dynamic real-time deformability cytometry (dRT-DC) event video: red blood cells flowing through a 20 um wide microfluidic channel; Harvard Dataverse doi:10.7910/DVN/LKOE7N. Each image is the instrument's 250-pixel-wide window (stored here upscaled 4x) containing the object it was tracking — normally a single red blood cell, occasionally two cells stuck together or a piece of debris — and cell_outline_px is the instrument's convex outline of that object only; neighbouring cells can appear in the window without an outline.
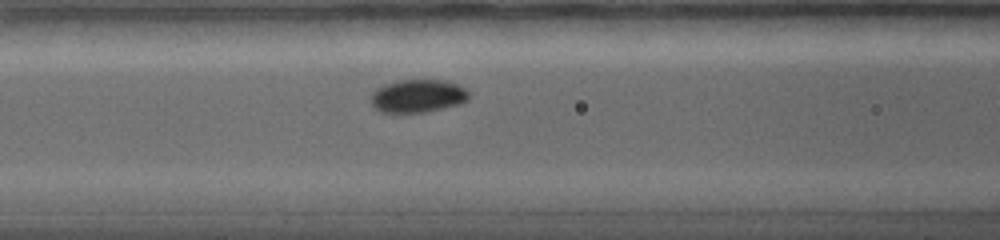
{"species": "common noctule bat (a hibernating species)", "species_latin": "Nyctalus noctula", "temperature_condition": "warm", "stored_images_in_passage": 16, "camera_frame_rate_fps": 5000, "um_per_image_px": 0.085, "animal": {"sex": "female", "body_mass_g": 19.0, "forearm_length_mm": 56.7}, "frame": {"image": 1, "passage_image": 6, "time_ms": 4.8, "image_size_px": [1000, 240], "cell_outline_px": [[468, 100], [460, 104], [424, 112], [380, 112], [372, 104], [372, 92], [376, 88], [400, 80], [444, 80], [456, 84], [464, 88], [468, 92]], "centroid_in_image_um": [35.52, 8.16], "position_along_channel_um": 131.1, "area_um2": 18.55}}
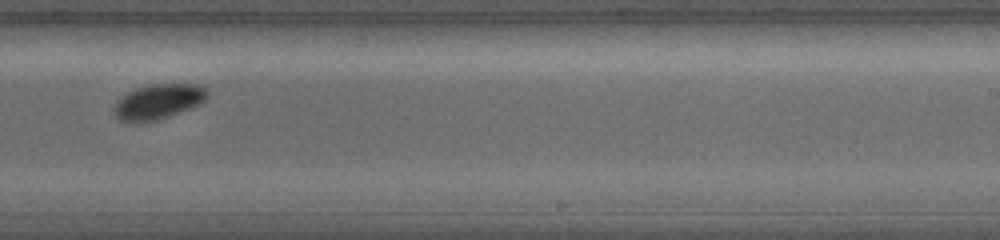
{"frame": {"image": 2, "passage_image": 11, "time_ms": 9.0, "image_size_px": [1000, 240], "cell_outline_px": [[208, 96], [200, 104], [192, 108], [156, 120], [120, 120], [116, 116], [112, 108], [128, 92], [136, 88], [148, 84], [196, 84], [208, 88]], "centroid_in_image_um": [13.53, 8.6], "position_along_channel_um": 275.5, "area_um2": 18.61}}
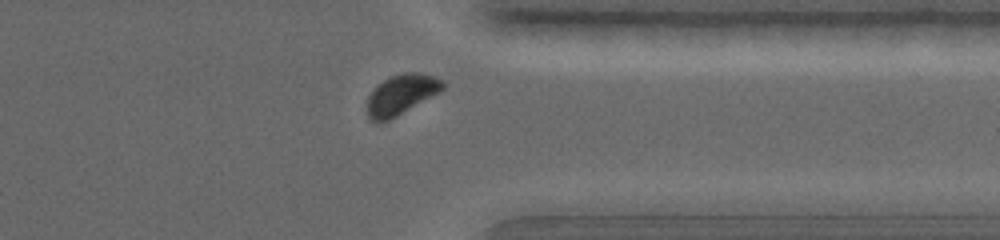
{"frame": {"image": 3, "passage_image": 14, "time_ms": 12.0, "image_size_px": [1000, 240], "cell_outline_px": [[444, 88], [440, 92], [396, 116], [380, 124], [376, 124], [368, 116], [368, 96], [376, 84], [388, 76], [404, 72], [416, 72], [432, 76], [444, 80]], "centroid_in_image_um": [34.08, 8.03], "position_along_channel_um": 377.3, "area_um2": 17.8}}